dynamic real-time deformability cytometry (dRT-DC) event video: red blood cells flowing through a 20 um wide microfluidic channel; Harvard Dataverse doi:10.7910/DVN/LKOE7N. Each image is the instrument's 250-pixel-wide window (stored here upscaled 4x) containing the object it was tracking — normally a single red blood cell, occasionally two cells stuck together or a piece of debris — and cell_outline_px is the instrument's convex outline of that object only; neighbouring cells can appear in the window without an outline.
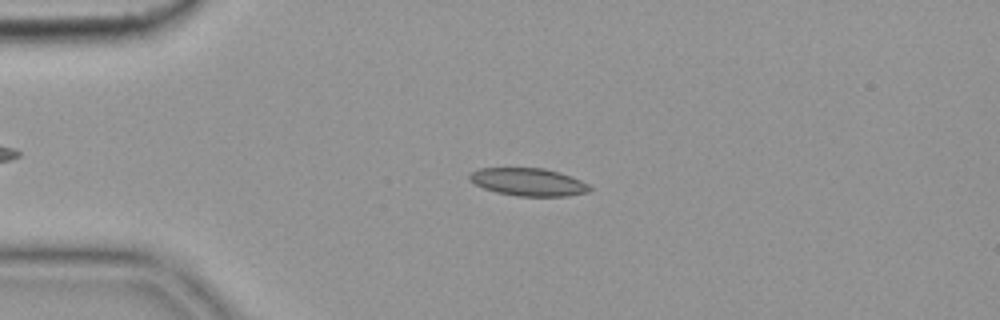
{"species": "common noctule bat (a hibernating species)", "species_latin": "Nyctalus noctula", "temperature_condition": "cold", "stored_images_in_passage": 54, "camera_frame_rate_fps": 3000, "um_per_image_px": 0.085, "animal": {"sex": "female", "body_mass_g": 19.9}, "frame": {"image": 1, "passage_image": 12, "time_ms": 3.667, "image_size_px": [1000, 320], "cell_outline_px": [[592, 188], [588, 192], [568, 196], [516, 196], [496, 192], [484, 188], [468, 180], [468, 176], [472, 172], [480, 168], [544, 168], [580, 180], [588, 184]], "centroid_in_image_um": [44.88, 15.48], "position_along_channel_um": 40.1, "area_um2": 19.25}}
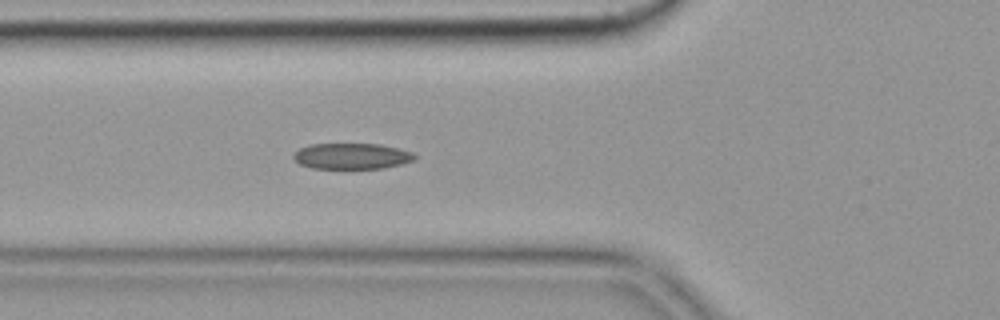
{"frame": {"image": 2, "passage_image": 19, "time_ms": 6.0, "image_size_px": [1000, 320], "cell_outline_px": [[416, 160], [384, 168], [312, 168], [300, 164], [292, 156], [300, 148], [312, 144], [380, 144], [412, 152], [416, 156]], "centroid_in_image_um": [29.92, 13.27], "position_along_channel_um": 95.9, "area_um2": 18.09}}
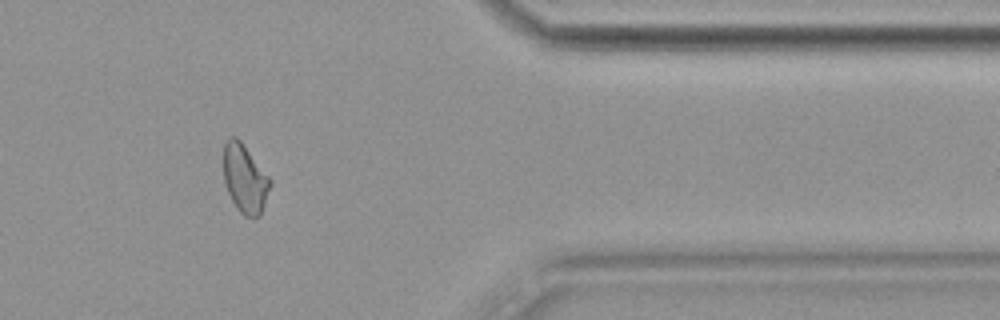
{"frame": {"image": 3, "passage_image": 45, "time_ms": 14.667, "image_size_px": [1000, 320], "cell_outline_px": [[272, 184], [260, 216], [244, 216], [240, 212], [232, 200], [228, 192], [224, 180], [224, 144], [228, 136], [236, 136], [240, 140], [272, 180]], "centroid_in_image_um": [20.82, 15.17], "position_along_channel_um": 390.6, "area_um2": 18.55}, "authors_computed_cell_mechanics": {"area_um2": 18.5538, "velocity_mm_per_s": 3.6406, "shape_relaxation_time_tau1_ms": 6.4038, "shape_relaxation_time_tau2_ms": 4.1361, "deformation_change_tau1": 0.1514, "deformation_change_tau2": 0.1009}}